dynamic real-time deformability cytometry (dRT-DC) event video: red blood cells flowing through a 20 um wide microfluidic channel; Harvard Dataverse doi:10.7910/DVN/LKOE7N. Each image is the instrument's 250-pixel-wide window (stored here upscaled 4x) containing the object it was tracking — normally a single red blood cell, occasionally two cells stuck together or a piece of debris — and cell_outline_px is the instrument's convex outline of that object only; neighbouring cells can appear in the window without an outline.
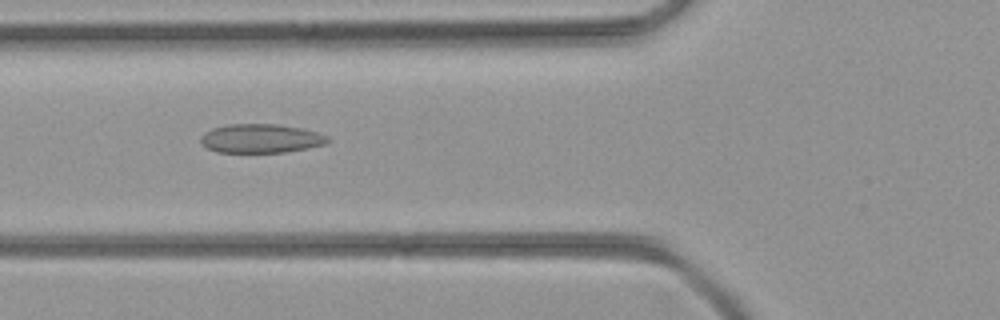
{"species": "common noctule bat (a hibernating species)", "species_latin": "Nyctalus noctula", "temperature_condition": "room temperature", "stored_images_in_passage": 43, "camera_frame_rate_fps": 3000, "um_per_image_px": 0.085, "animal": {"sex": "female", "body_mass_g": 21.9}, "frame": {"image": 1, "passage_image": 16, "time_ms": 5.0, "image_size_px": [1000, 320], "cell_outline_px": [[332, 140], [328, 144], [308, 148], [284, 152], [216, 152], [200, 144], [200, 136], [204, 132], [212, 128], [228, 124], [276, 124], [300, 128], [316, 132], [328, 136]], "centroid_in_image_um": [22.17, 11.77], "position_along_channel_um": 103.6, "area_um2": 21.56}}
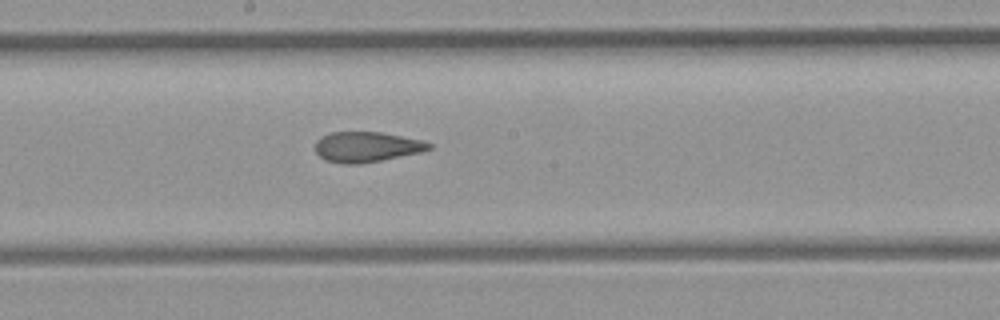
{"frame": {"image": 2, "passage_image": 23, "time_ms": 7.333, "image_size_px": [1000, 320], "cell_outline_px": [[432, 148], [420, 152], [360, 164], [344, 164], [324, 160], [316, 152], [316, 140], [332, 132], [380, 132], [424, 140], [432, 144]], "centroid_in_image_um": [31.17, 12.49], "position_along_channel_um": 217.0, "area_um2": 19.94}}
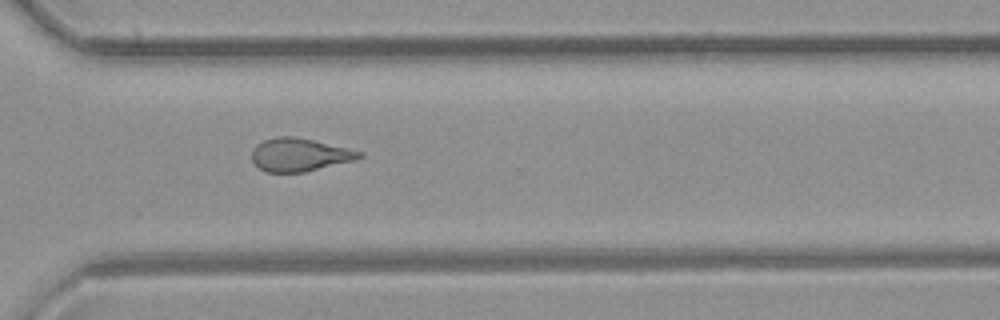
{"frame": {"image": 3, "passage_image": 31, "time_ms": 10.0, "image_size_px": [1000, 320], "cell_outline_px": [[364, 156], [356, 160], [304, 172], [268, 172], [260, 168], [252, 160], [252, 148], [256, 144], [264, 140], [276, 136], [296, 136], [364, 152]], "centroid_in_image_um": [25.47, 13.14], "position_along_channel_um": 345.1, "area_um2": 20.75}}